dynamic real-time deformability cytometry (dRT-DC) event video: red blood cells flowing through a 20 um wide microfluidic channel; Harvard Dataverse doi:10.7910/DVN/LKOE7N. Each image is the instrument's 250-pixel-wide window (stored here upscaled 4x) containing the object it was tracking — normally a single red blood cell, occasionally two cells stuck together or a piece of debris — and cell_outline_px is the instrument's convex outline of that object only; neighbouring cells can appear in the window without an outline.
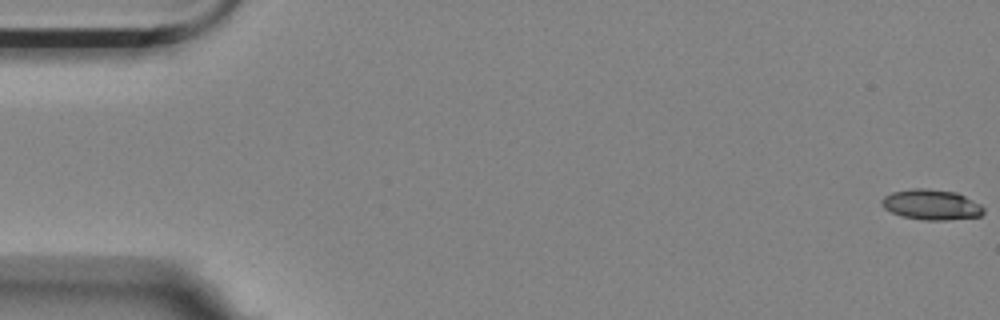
{"species": "Egyptian fruit bat (a non-hibernating species)", "species_latin": "Rousettus aegyptiacus", "temperature_condition": "room temperature", "stored_images_in_passage": 5, "camera_frame_rate_fps": 3000, "um_per_image_px": 0.085, "animal": {"sex": "female"}, "frame": {"image": 1, "passage_image": 1, "time_ms": 0.0, "image_size_px": [1000, 320], "cell_outline_px": [[984, 212], [980, 216], [944, 220], [924, 220], [904, 216], [892, 212], [884, 208], [880, 204], [880, 200], [884, 196], [892, 192], [912, 188], [928, 188], [956, 192], [980, 204], [984, 208]], "centroid_in_image_um": [79.14, 17.38], "position_along_channel_um": 5.9, "area_um2": 17.98}}
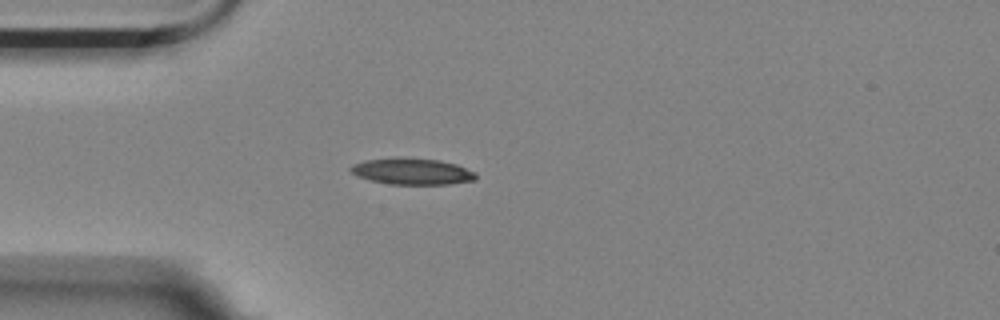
{"frame": {"image": 2, "passage_image": 4, "time_ms": 1.0, "image_size_px": [1000, 320], "cell_outline_px": [[476, 180], [448, 184], [392, 184], [372, 180], [356, 176], [348, 168], [352, 164], [364, 160], [392, 156], [400, 156], [440, 160], [456, 164], [476, 172]], "centroid_in_image_um": [35.0, 14.54], "position_along_channel_um": 50.0, "area_um2": 19.59}}